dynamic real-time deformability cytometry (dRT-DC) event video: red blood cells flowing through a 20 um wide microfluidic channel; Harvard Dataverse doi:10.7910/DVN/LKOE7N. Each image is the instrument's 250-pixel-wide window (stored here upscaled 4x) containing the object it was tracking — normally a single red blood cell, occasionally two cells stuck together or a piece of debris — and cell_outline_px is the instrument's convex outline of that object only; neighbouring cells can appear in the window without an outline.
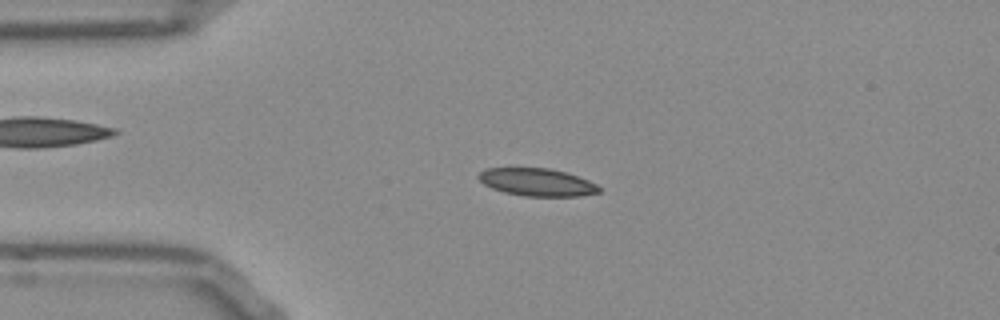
{"species": "Egyptian fruit bat (a non-hibernating species)", "species_latin": "Rousettus aegyptiacus", "temperature_condition": "room temperature", "stored_images_in_passage": 44, "camera_frame_rate_fps": 3000, "um_per_image_px": 0.085, "frame": {"image": 1, "passage_image": 9, "time_ms": 2.667, "image_size_px": [1000, 320], "cell_outline_px": [[600, 192], [580, 196], [524, 196], [504, 192], [492, 188], [484, 184], [476, 176], [480, 172], [488, 168], [548, 168], [564, 172], [588, 180], [596, 184], [600, 188]], "centroid_in_image_um": [45.63, 15.49], "position_along_channel_um": 39.4, "area_um2": 19.25}}
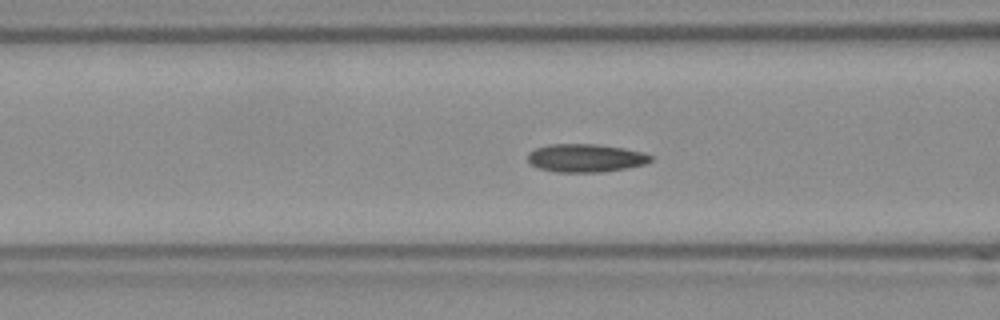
{"frame": {"image": 2, "passage_image": 17, "time_ms": 5.333, "image_size_px": [1000, 320], "cell_outline_px": [[652, 160], [644, 164], [624, 168], [600, 172], [556, 172], [540, 168], [532, 164], [528, 160], [528, 152], [536, 148], [548, 144], [596, 144], [624, 148], [644, 152], [652, 156]], "centroid_in_image_um": [49.77, 13.42], "position_along_channel_um": 116.8, "area_um2": 20.06}}
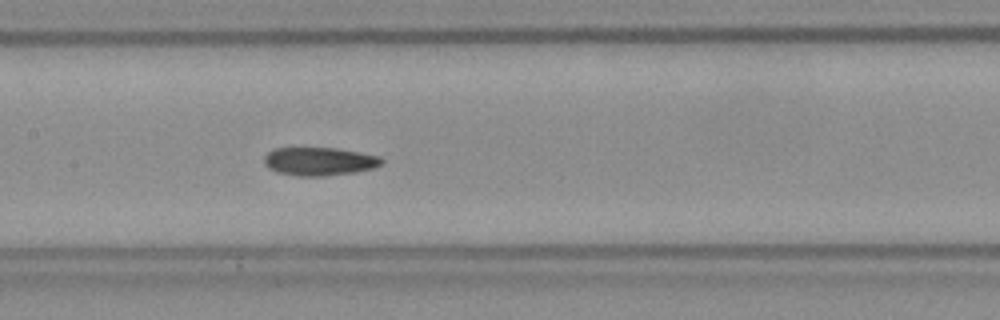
{"frame": {"image": 3, "passage_image": 22, "time_ms": 7.0, "image_size_px": [1000, 320], "cell_outline_px": [[384, 160], [380, 164], [372, 168], [352, 172], [324, 176], [300, 176], [276, 172], [268, 168], [264, 164], [264, 156], [272, 148], [336, 148], [380, 156]], "centroid_in_image_um": [27.09, 13.71], "position_along_channel_um": 180.3, "area_um2": 19.25}, "authors_computed_cell_mechanics": {"area_um2": 19.5653, "velocity_mm_per_s": 3.7865, "shape_relaxation_time_tau1_ms": null, "shape_relaxation_time_tau2_ms": 4.5073, "deformation_change_tau1": null, "deformation_change_tau2": 0.088}}